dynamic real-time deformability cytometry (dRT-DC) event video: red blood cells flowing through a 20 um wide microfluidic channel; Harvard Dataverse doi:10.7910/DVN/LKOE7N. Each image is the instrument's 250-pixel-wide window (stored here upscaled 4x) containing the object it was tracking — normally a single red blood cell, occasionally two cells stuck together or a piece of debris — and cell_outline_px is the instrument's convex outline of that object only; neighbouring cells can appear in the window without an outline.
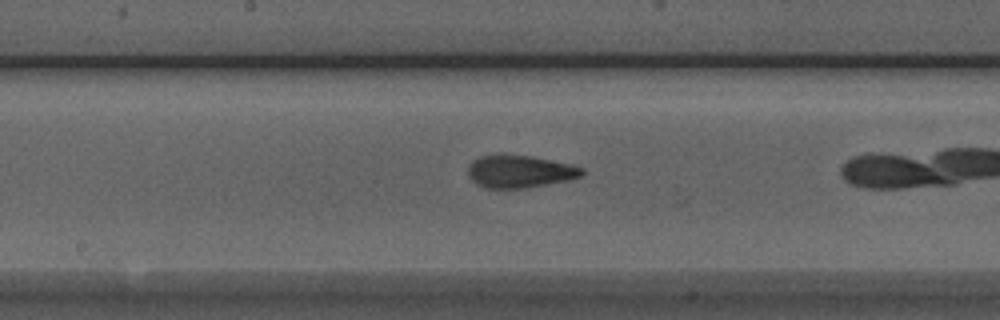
{"species": "Egyptian fruit bat (a non-hibernating species)", "species_latin": "Rousettus aegyptiacus", "temperature_condition": "room temperature", "stored_images_in_passage": 31, "camera_frame_rate_fps": 3000, "um_per_image_px": 0.085, "animal": {"sex": "male"}, "frame": {"image": 1, "passage_image": 18, "time_ms": 5.667, "image_size_px": [1000, 320], "cell_outline_px": [[584, 172], [580, 176], [572, 180], [524, 188], [484, 188], [476, 184], [468, 176], [468, 164], [472, 160], [480, 156], [500, 152], [532, 156], [568, 164], [584, 168]], "centroid_in_image_um": [44.12, 14.55], "position_along_channel_um": 204.1, "area_um2": 22.14}}
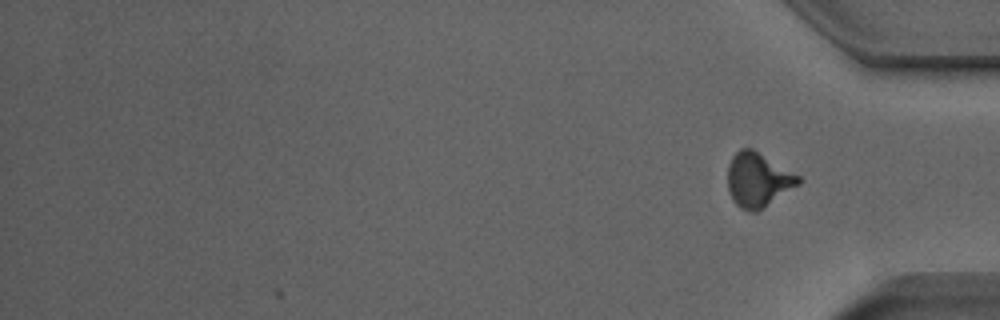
{"frame": {"image": 2, "passage_image": 31, "time_ms": 10.0, "image_size_px": [1000, 320], "cell_outline_px": [[800, 184], [756, 212], [752, 212], [740, 208], [732, 200], [728, 192], [728, 164], [732, 156], [740, 148], [752, 148], [800, 176]], "centroid_in_image_um": [64.4, 15.28], "position_along_channel_um": 370.8, "area_um2": 22.31}, "authors_computed_cell_mechanics": {"area_um2": 21.7328, "velocity_mm_per_s": 3.9236, "shape_relaxation_time_tau1_ms": 4.9683, "shape_relaxation_time_tau2_ms": 1.3958, "deformation_change_tau1": 0.1779, "deformation_change_tau2": 0.0818}}